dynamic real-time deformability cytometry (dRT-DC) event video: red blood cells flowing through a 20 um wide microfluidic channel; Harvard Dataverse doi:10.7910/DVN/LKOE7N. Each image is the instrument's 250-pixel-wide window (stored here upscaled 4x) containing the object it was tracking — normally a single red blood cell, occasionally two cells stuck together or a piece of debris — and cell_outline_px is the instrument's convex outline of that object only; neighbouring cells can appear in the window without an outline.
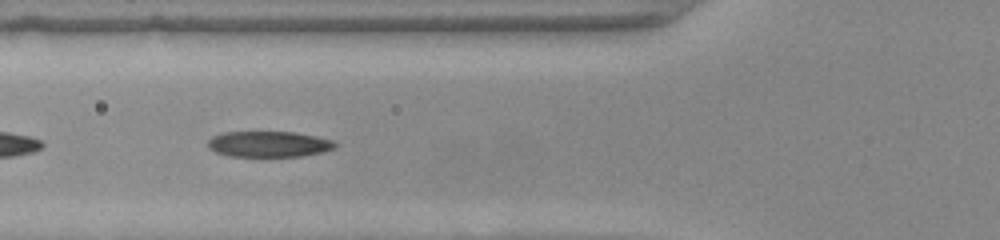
{"species": "common noctule bat (a hibernating species)", "species_latin": "Nyctalus noctula", "temperature_condition": "warm", "stored_images_in_passage": 32, "camera_frame_rate_fps": 3000, "um_per_image_px": 0.085, "animal": {"sex": "female", "body_mass_g": 22.0, "forearm_length_mm": 56.7}, "frame": {"image": 1, "passage_image": 16, "time_ms": 5.0, "image_size_px": [1000, 240], "cell_outline_px": [[336, 148], [324, 152], [300, 156], [228, 156], [216, 152], [208, 148], [208, 140], [212, 136], [224, 132], [292, 132], [332, 140], [336, 144]], "centroid_in_image_um": [22.82, 12.25], "position_along_channel_um": 103.0, "area_um2": 19.02}}
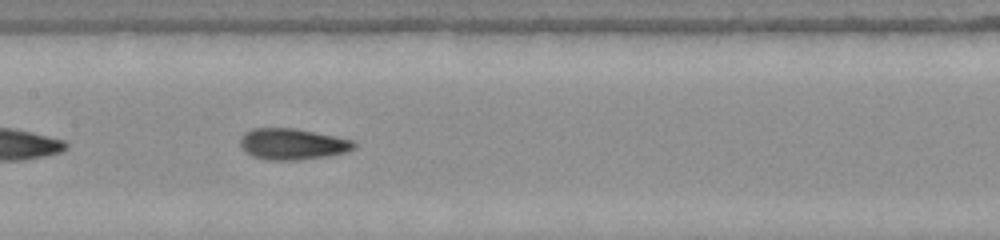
{"frame": {"image": 2, "passage_image": 22, "time_ms": 7.0, "image_size_px": [1000, 240], "cell_outline_px": [[356, 148], [344, 152], [328, 156], [296, 160], [264, 160], [252, 156], [244, 152], [240, 144], [240, 136], [244, 132], [252, 128], [292, 128], [352, 140], [356, 144]], "centroid_in_image_um": [24.78, 12.25], "position_along_channel_um": 182.6, "area_um2": 20.63}}
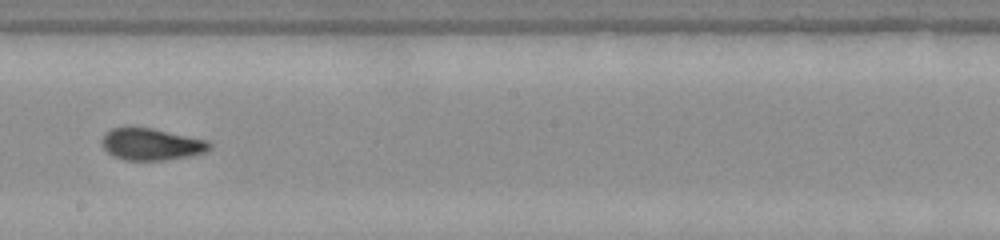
{"frame": {"image": 3, "passage_image": 26, "time_ms": 8.333, "image_size_px": [1000, 240], "cell_outline_px": [[212, 148], [204, 152], [192, 156], [164, 160], [124, 160], [112, 156], [100, 144], [100, 140], [104, 132], [112, 128], [152, 128], [208, 140], [212, 144]], "centroid_in_image_um": [12.85, 12.27], "position_along_channel_um": 235.3, "area_um2": 20.17}}